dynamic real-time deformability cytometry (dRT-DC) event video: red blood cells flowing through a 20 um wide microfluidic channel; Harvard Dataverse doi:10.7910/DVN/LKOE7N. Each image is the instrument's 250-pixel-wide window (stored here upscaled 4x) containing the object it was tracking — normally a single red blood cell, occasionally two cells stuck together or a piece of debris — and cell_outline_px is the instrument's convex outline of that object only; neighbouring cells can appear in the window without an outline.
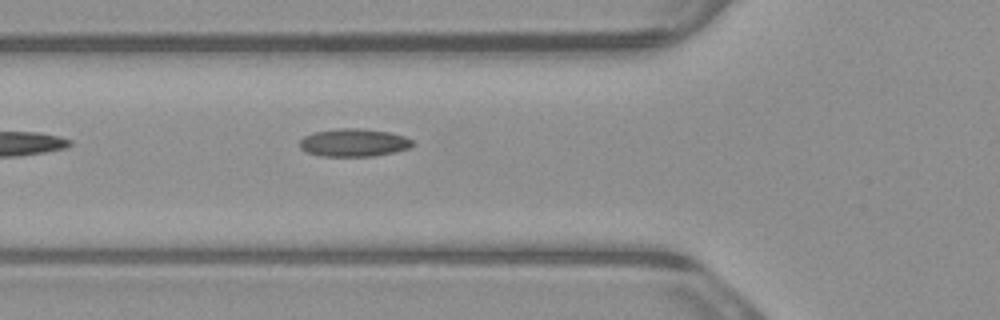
{"species": "common noctule bat (a hibernating species)", "species_latin": "Nyctalus noctula", "temperature_condition": "warm", "stored_images_in_passage": 5, "camera_frame_rate_fps": 3000, "um_per_image_px": 0.085, "animal": {"sex": "male", "body_mass_g": 23.1, "forearm_length_mm": 52.7}, "frame": {"image": 1, "passage_image": 5, "time_ms": 1.333, "image_size_px": [1000, 320], "cell_outline_px": [[416, 144], [408, 148], [392, 152], [372, 156], [320, 156], [308, 152], [300, 148], [300, 140], [304, 136], [316, 132], [340, 128], [364, 128], [388, 132], [404, 136], [412, 140]], "centroid_in_image_um": [30.08, 12.12], "position_along_channel_um": 95.7, "area_um2": 18.21}}